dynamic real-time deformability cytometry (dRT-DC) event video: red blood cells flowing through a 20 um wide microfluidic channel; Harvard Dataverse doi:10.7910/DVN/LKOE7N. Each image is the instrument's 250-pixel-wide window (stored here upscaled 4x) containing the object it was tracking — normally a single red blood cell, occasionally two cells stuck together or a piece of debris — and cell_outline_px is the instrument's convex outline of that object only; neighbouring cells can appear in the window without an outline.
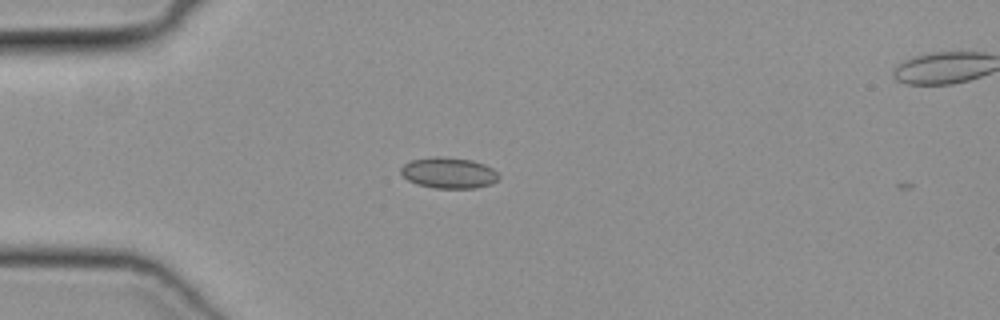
{"species": "common noctule bat (a hibernating species)", "species_latin": "Nyctalus noctula", "temperature_condition": "cold", "stored_images_in_passage": 13, "camera_frame_rate_fps": 3000, "um_per_image_px": 0.085, "animal": {"sex": "female", "body_mass_g": 19.3, "forearm_length_mm": 54.1}, "frame": {"image": 1, "passage_image": 12, "time_ms": 3.667, "image_size_px": [1000, 320], "cell_outline_px": [[500, 176], [492, 184], [476, 188], [432, 188], [416, 184], [408, 180], [400, 172], [400, 168], [404, 164], [412, 160], [436, 156], [444, 156], [472, 160], [484, 164], [492, 168]], "centroid_in_image_um": [38.14, 14.69], "position_along_channel_um": 46.9, "area_um2": 17.74}}